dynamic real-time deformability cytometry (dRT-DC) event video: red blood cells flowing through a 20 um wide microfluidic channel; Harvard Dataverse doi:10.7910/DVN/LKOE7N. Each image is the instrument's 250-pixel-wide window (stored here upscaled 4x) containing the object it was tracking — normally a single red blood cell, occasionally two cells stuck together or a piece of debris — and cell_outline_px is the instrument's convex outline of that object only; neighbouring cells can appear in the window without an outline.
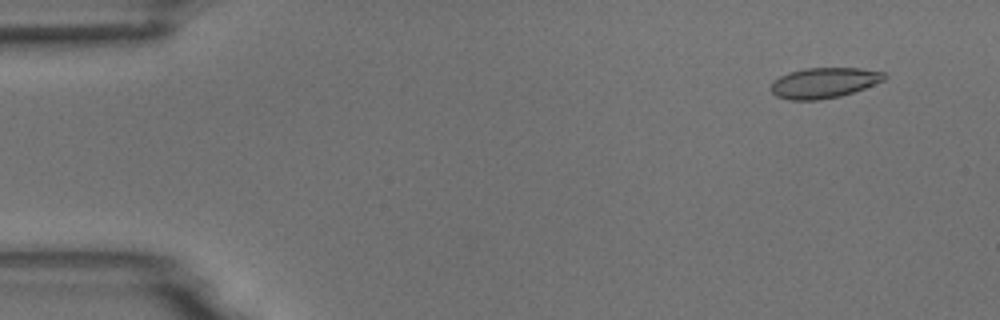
{"species": "common noctule bat (a hibernating species)", "species_latin": "Nyctalus noctula", "temperature_condition": "room temperature", "stored_images_in_passage": 15, "camera_frame_rate_fps": 3000, "um_per_image_px": 0.085, "animal": {"sex": "male", "body_mass_g": 18.8}, "frame": {"image": 1, "passage_image": 2, "time_ms": 0.333, "image_size_px": [1000, 320], "cell_outline_px": [[888, 76], [884, 80], [864, 88], [840, 96], [820, 100], [788, 100], [776, 96], [772, 92], [772, 80], [788, 72], [804, 68], [860, 68], [884, 72]], "centroid_in_image_um": [70.02, 7.03], "position_along_channel_um": 15.0, "area_um2": 20.17}}
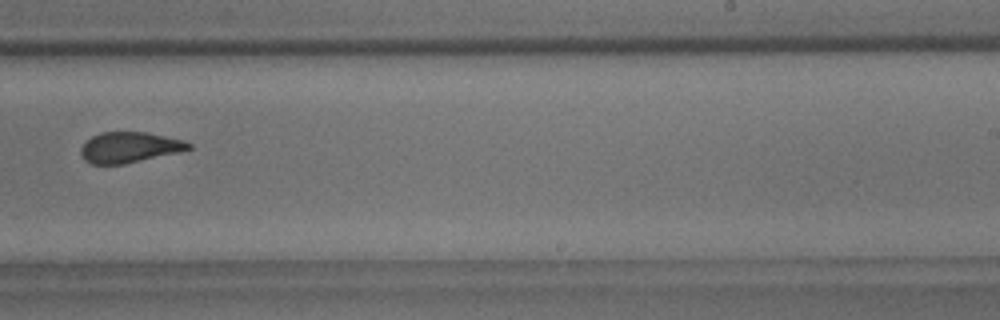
{"frame": {"image": 2, "passage_image": 10, "time_ms": 3.0, "image_size_px": [1000, 320], "cell_outline_px": [[192, 148], [180, 152], [124, 164], [92, 164], [84, 160], [80, 152], [80, 148], [92, 136], [100, 132], [144, 132], [184, 140], [192, 144]], "centroid_in_image_um": [11.0, 12.53], "position_along_channel_um": 278.0, "area_um2": 19.19}}
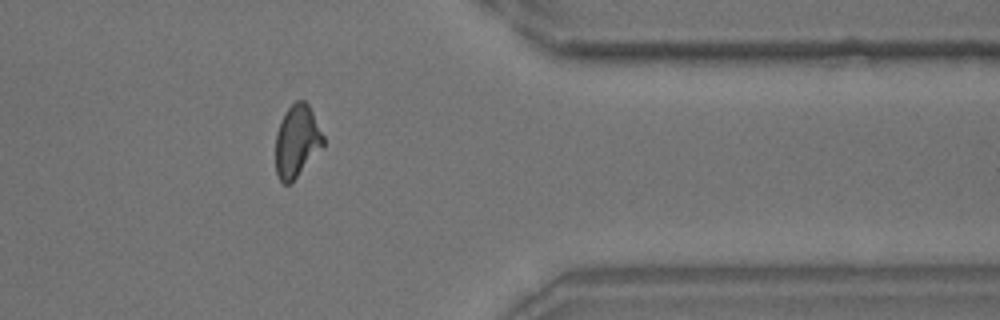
{"frame": {"image": 3, "passage_image": 13, "time_ms": 4.0, "image_size_px": [1000, 320], "cell_outline_px": [[324, 148], [288, 184], [284, 184], [276, 176], [276, 132], [280, 120], [288, 108], [296, 100], [304, 100], [308, 104], [324, 136]], "centroid_in_image_um": [25.24, 11.99], "position_along_channel_um": 386.2, "area_um2": 20.06}}